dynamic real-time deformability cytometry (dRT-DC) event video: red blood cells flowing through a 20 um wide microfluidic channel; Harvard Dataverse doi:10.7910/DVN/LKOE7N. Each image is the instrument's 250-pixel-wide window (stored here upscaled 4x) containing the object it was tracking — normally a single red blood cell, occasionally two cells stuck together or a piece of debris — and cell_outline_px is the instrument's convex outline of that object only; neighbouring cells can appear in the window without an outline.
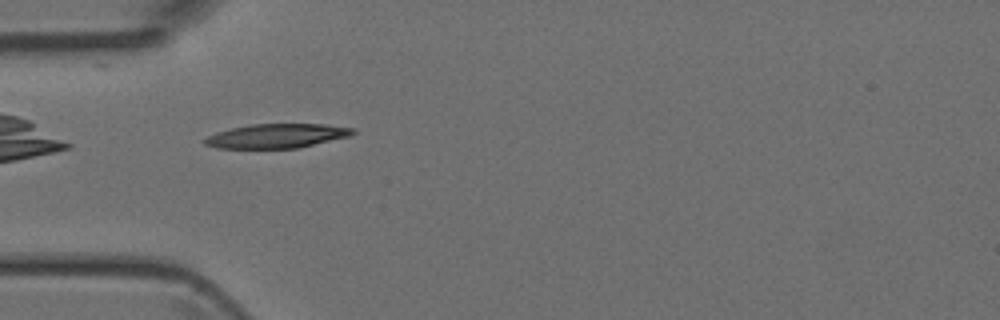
{"species": "Egyptian fruit bat (a non-hibernating species)", "species_latin": "Rousettus aegyptiacus", "temperature_condition": "room temperature", "stored_images_in_passage": 35, "camera_frame_rate_fps": 3000, "um_per_image_px": 0.085, "animal": {"sex": "female"}, "frame": {"image": 1, "passage_image": 2, "time_ms": 0.333, "image_size_px": [1000, 320], "cell_outline_px": [[356, 132], [348, 136], [296, 148], [216, 148], [204, 144], [200, 140], [216, 132], [232, 128], [252, 124], [328, 124], [356, 128]], "centroid_in_image_um": [23.49, 11.54], "position_along_channel_um": 61.5, "area_um2": 20.87}}
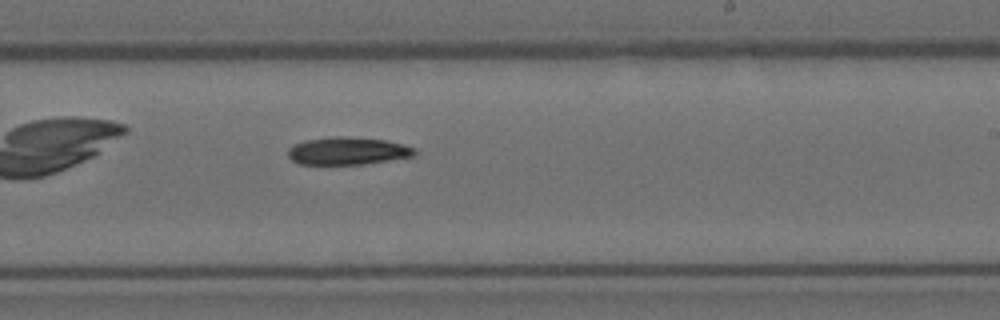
{"frame": {"image": 2, "passage_image": 16, "time_ms": 5.0, "image_size_px": [1000, 320], "cell_outline_px": [[416, 156], [364, 164], [300, 164], [292, 160], [288, 156], [288, 148], [292, 144], [304, 140], [332, 136], [348, 136], [384, 140], [404, 144], [416, 148]], "centroid_in_image_um": [29.55, 12.82], "position_along_channel_um": 259.4, "area_um2": 20.63}}
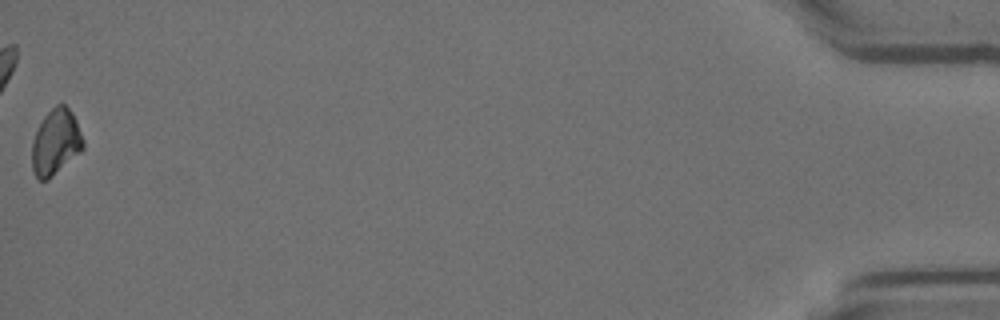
{"frame": {"image": 3, "passage_image": 35, "time_ms": 11.333, "image_size_px": [1000, 320], "cell_outline_px": [[84, 148], [80, 152], [48, 180], [36, 180], [32, 168], [32, 140], [44, 116], [56, 104], [64, 104], [72, 112], [76, 120], [84, 140]], "centroid_in_image_um": [4.73, 12.1], "position_along_channel_um": 430.5, "area_um2": 19.59}}